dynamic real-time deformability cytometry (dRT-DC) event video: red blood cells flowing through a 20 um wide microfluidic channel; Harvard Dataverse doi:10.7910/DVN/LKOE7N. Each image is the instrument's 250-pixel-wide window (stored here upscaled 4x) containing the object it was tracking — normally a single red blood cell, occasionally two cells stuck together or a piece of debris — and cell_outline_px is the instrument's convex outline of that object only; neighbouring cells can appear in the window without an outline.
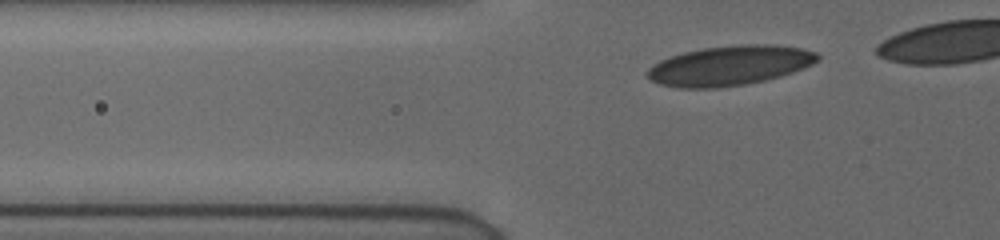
{"species": "human", "species_latin": "Homo sapiens", "temperature_condition": "cold", "stored_images_in_passage": 32, "camera_frame_rate_fps": 3000, "um_per_image_px": 0.085, "donor": {"sex": "female"}, "frame": {"image": 1, "passage_image": 3, "time_ms": 0.667, "image_size_px": [1000, 240], "cell_outline_px": [[820, 60], [804, 68], [780, 76], [764, 80], [744, 84], [716, 88], [676, 88], [660, 84], [652, 80], [648, 76], [648, 68], [660, 60], [668, 56], [684, 52], [704, 48], [740, 44], [772, 44], [804, 48], [816, 52], [820, 56]], "centroid_in_image_um": [62.05, 5.56], "position_along_channel_um": 63.8, "area_um2": 39.48}}
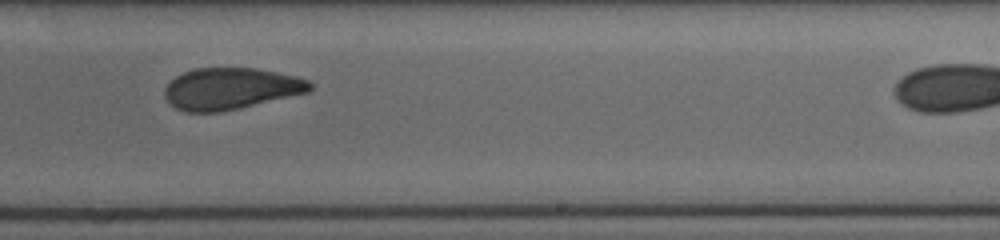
{"frame": {"image": 2, "passage_image": 20, "time_ms": 6.333, "image_size_px": [1000, 240], "cell_outline_px": [[312, 88], [308, 92], [220, 112], [184, 112], [176, 108], [164, 96], [164, 88], [176, 76], [184, 72], [196, 68], [256, 68], [296, 76], [308, 80], [312, 84]], "centroid_in_image_um": [19.59, 7.53], "position_along_channel_um": 269.4, "area_um2": 34.91}}
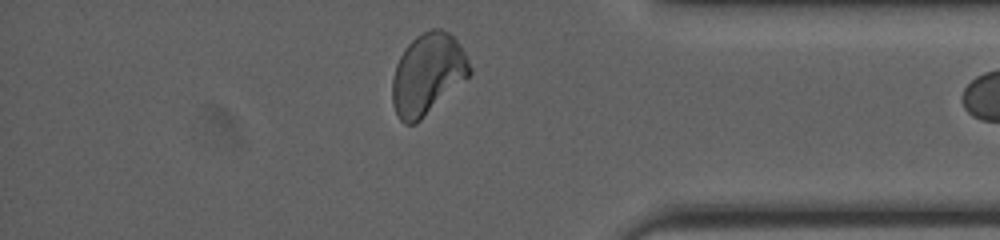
{"frame": {"image": 3, "passage_image": 31, "time_ms": 10.0, "image_size_px": [1000, 240], "cell_outline_px": [[472, 72], [468, 76], [416, 124], [404, 124], [396, 116], [392, 104], [392, 80], [396, 64], [404, 48], [416, 36], [432, 28], [440, 28], [448, 32], [460, 44], [472, 68]], "centroid_in_image_um": [36.32, 6.3], "position_along_channel_um": 398.9, "area_um2": 36.41}}